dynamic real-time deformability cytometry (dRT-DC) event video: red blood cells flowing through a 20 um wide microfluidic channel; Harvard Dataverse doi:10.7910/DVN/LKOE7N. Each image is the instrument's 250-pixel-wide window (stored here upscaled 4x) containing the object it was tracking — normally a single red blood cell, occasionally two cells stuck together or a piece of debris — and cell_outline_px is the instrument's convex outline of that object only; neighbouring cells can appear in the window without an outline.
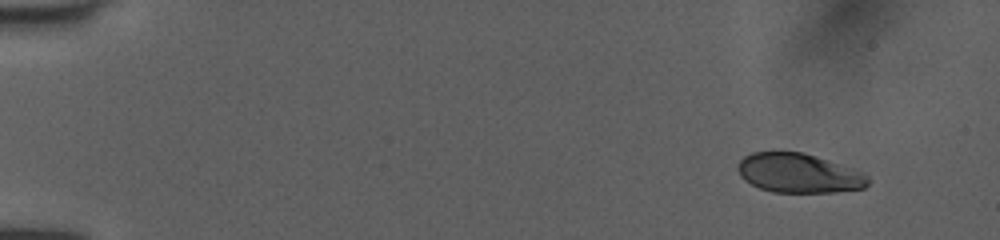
{"species": "human", "species_latin": "Homo sapiens", "temperature_condition": "room temperature", "stored_images_in_passage": 48, "camera_frame_rate_fps": 3000, "um_per_image_px": 0.085, "donor": {"sex": "female"}, "frame": {"image": 1, "passage_image": 1, "time_ms": 0.0, "image_size_px": [1000, 240], "cell_outline_px": [[868, 184], [864, 188], [832, 192], [772, 192], [760, 188], [744, 180], [740, 176], [736, 168], [740, 160], [744, 156], [752, 152], [804, 152], [856, 168], [864, 172], [868, 176]], "centroid_in_image_um": [67.91, 14.71], "position_along_channel_um": 17.1, "area_um2": 30.11}}
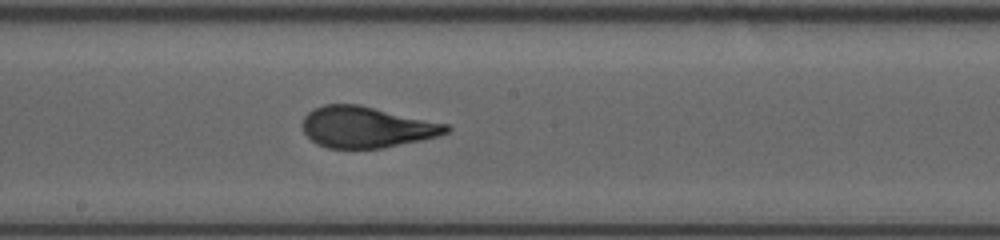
{"frame": {"image": 2, "passage_image": 26, "time_ms": 8.333, "image_size_px": [1000, 240], "cell_outline_px": [[452, 128], [448, 132], [440, 136], [424, 140], [384, 148], [328, 148], [316, 144], [304, 132], [300, 124], [304, 116], [308, 112], [324, 104], [360, 104], [448, 124]], "centroid_in_image_um": [31.17, 10.81], "position_along_channel_um": 217.0, "area_um2": 34.85}}
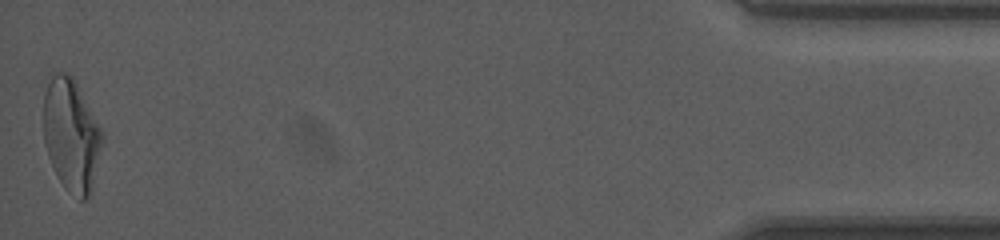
{"frame": {"image": 3, "passage_image": 48, "time_ms": 15.667, "image_size_px": [1000, 240], "cell_outline_px": [[104, 140], [92, 188], [88, 196], [84, 200], [80, 200], [64, 188], [48, 156], [44, 144], [44, 92], [52, 76], [56, 72], [64, 72], [72, 76], [100, 128], [104, 136]], "centroid_in_image_um": [6.06, 11.51], "position_along_channel_um": 429.1, "area_um2": 38.03}, "authors_computed_cell_mechanics": {"area_um2": 34.6222, "velocity_mm_per_s": 4.0224, "shape_relaxation_time_tau1_ms": 5.4713, "shape_relaxation_time_tau2_ms": null, "deformation_change_tau1": 0.2212, "deformation_change_tau2": null}}